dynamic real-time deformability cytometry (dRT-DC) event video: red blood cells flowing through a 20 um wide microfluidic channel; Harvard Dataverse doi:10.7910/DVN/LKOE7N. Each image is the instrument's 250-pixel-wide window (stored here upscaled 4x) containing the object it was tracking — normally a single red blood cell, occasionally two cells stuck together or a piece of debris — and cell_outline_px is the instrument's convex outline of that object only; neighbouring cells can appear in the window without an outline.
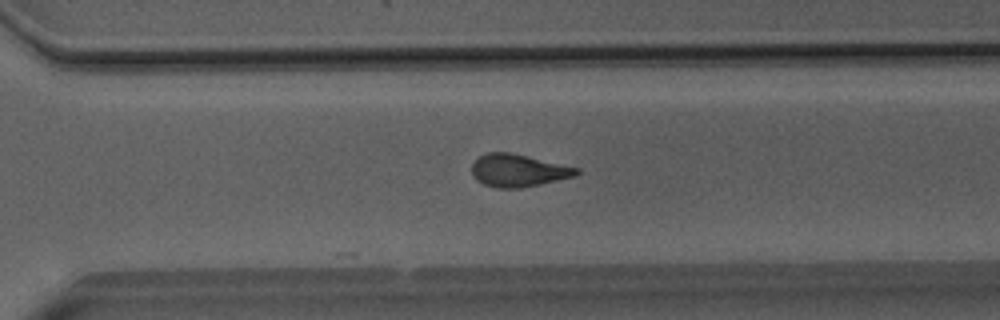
{"species": "Egyptian fruit bat (a non-hibernating species)", "species_latin": "Rousettus aegyptiacus", "temperature_condition": "room temperature", "stored_images_in_passage": 35, "camera_frame_rate_fps": 3000, "um_per_image_px": 0.085, "animal": {"sex": "male"}, "frame": {"image": 1, "passage_image": 20, "time_ms": 6.333, "image_size_px": [1000, 320], "cell_outline_px": [[580, 172], [576, 176], [540, 184], [520, 188], [496, 188], [484, 184], [476, 180], [472, 176], [472, 164], [480, 156], [488, 152], [512, 152], [580, 168]], "centroid_in_image_um": [44.06, 14.49], "position_along_channel_um": 326.5, "area_um2": 20.0}}
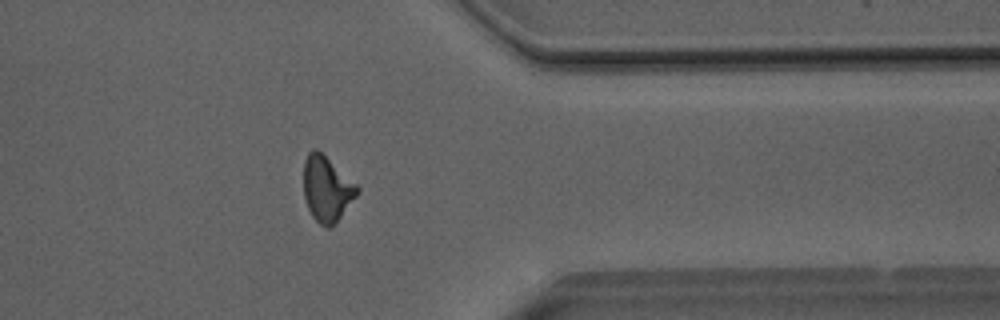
{"frame": {"image": 2, "passage_image": 25, "time_ms": 8.0, "image_size_px": [1000, 320], "cell_outline_px": [[360, 192], [340, 216], [328, 228], [320, 224], [312, 216], [308, 208], [304, 196], [304, 160], [308, 152], [312, 148], [316, 148], [356, 184], [360, 188]], "centroid_in_image_um": [27.76, 16.03], "position_along_channel_um": 383.6, "area_um2": 20.0}}
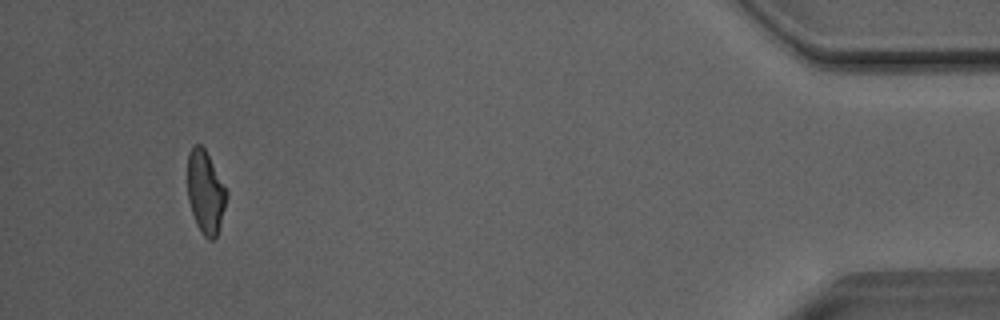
{"frame": {"image": 3, "passage_image": 32, "time_ms": 10.333, "image_size_px": [1000, 320], "cell_outline_px": [[228, 196], [220, 224], [216, 236], [212, 240], [208, 240], [204, 236], [196, 224], [188, 200], [188, 152], [192, 144], [200, 144], [204, 148], [228, 192]], "centroid_in_image_um": [17.46, 16.32], "position_along_channel_um": 417.7, "area_um2": 18.73}, "authors_computed_cell_mechanics": {"area_um2": 19.941, "velocity_mm_per_s": 4.058, "shape_relaxation_time_tau1_ms": 10.1276, "shape_relaxation_time_tau2_ms": 2.3763, "deformation_change_tau1": 0.2201, "deformation_change_tau2": 0.1041}}